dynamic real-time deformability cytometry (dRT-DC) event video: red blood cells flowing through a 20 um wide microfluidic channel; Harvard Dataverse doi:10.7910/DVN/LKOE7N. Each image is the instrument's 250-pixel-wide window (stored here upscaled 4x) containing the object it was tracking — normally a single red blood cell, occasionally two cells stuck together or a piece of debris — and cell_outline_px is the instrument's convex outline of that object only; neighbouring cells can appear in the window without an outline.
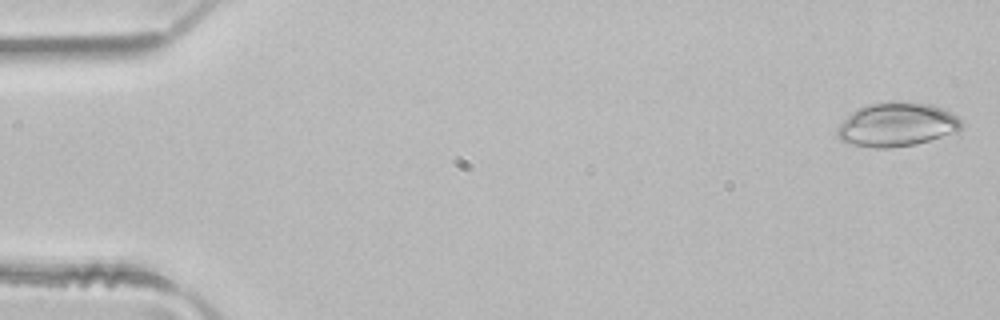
{"species": "common noctule bat (a hibernating species)", "species_latin": "Nyctalus noctula", "temperature_condition": "room temperature", "stored_images_in_passage": 45, "camera_frame_rate_fps": 3000, "um_per_image_px": 0.085, "animal": {"sex": "male", "body_mass_g": 21.5, "forearm_length_mm": 52.0}, "frame": {"image": 1, "passage_image": 1, "time_ms": 0.0, "image_size_px": [1000, 320], "cell_outline_px": [[964, 124], [956, 132], [916, 144], [892, 148], [872, 148], [848, 144], [840, 140], [836, 136], [836, 128], [852, 112], [868, 104], [892, 100], [932, 104], [944, 108], [956, 116]], "centroid_in_image_um": [76.21, 10.59], "position_along_channel_um": 8.8, "area_um2": 32.14}}
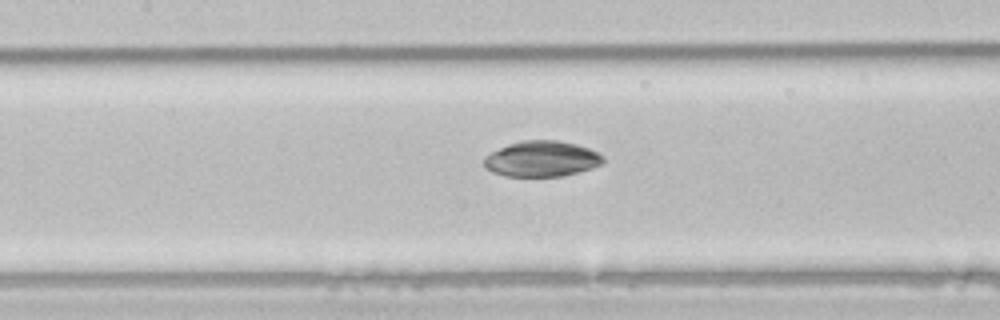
{"frame": {"image": 2, "passage_image": 22, "time_ms": 7.0, "image_size_px": [1000, 320], "cell_outline_px": [[604, 160], [600, 164], [592, 168], [564, 176], [504, 176], [492, 172], [484, 168], [484, 156], [508, 144], [524, 140], [556, 140], [576, 144], [588, 148], [604, 156]], "centroid_in_image_um": [46.02, 13.51], "position_along_channel_um": 161.4, "area_um2": 24.74}}
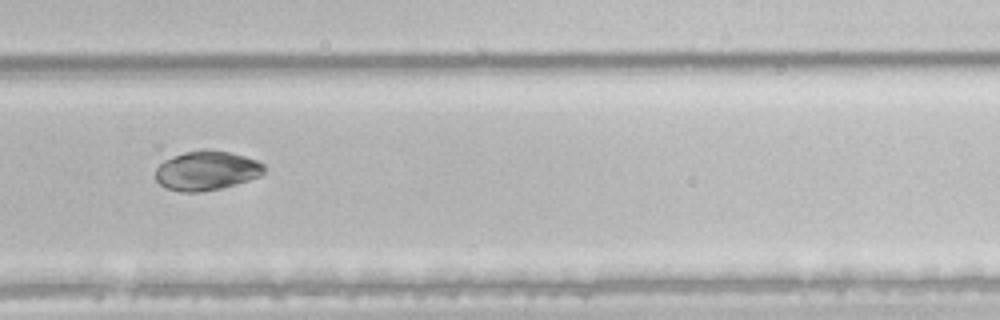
{"frame": {"image": 3, "passage_image": 33, "time_ms": 10.667, "image_size_px": [1000, 320], "cell_outline_px": [[264, 172], [260, 176], [248, 180], [220, 188], [200, 192], [180, 192], [168, 188], [160, 184], [156, 180], [156, 168], [164, 160], [184, 152], [204, 148], [208, 148], [228, 152], [244, 156], [256, 160], [264, 164]], "centroid_in_image_um": [17.55, 14.49], "position_along_channel_um": 312.3, "area_um2": 24.85}}